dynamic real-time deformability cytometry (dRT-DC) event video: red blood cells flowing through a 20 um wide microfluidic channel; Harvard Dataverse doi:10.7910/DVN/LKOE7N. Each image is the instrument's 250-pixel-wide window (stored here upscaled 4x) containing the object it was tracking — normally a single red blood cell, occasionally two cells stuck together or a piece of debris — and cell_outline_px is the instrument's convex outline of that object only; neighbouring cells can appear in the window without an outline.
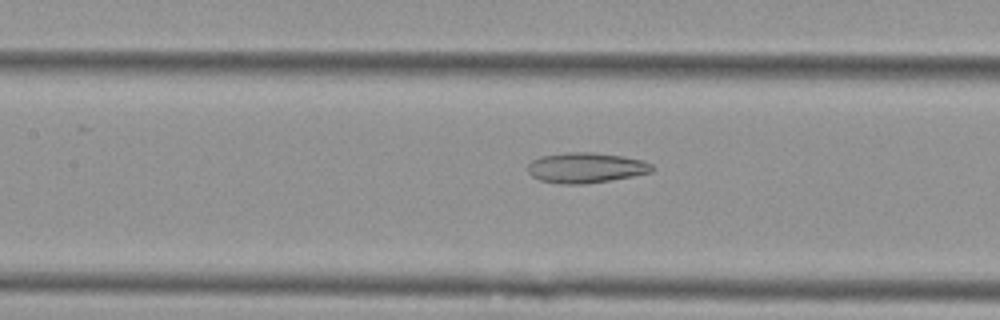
{"species": "Egyptian fruit bat (a non-hibernating species)", "species_latin": "Rousettus aegyptiacus", "temperature_condition": "cold", "stored_images_in_passage": 41, "camera_frame_rate_fps": 3000, "um_per_image_px": 0.085, "animal": {"sex": "female"}, "frame": {"image": 1, "passage_image": 22, "time_ms": 7.0, "image_size_px": [1000, 320], "cell_outline_px": [[656, 168], [652, 172], [632, 176], [584, 184], [560, 184], [540, 180], [532, 176], [528, 172], [528, 164], [532, 160], [540, 156], [568, 152], [592, 152], [624, 156], [644, 160], [652, 164]], "centroid_in_image_um": [49.82, 14.25], "position_along_channel_um": 157.6, "area_um2": 22.08}}
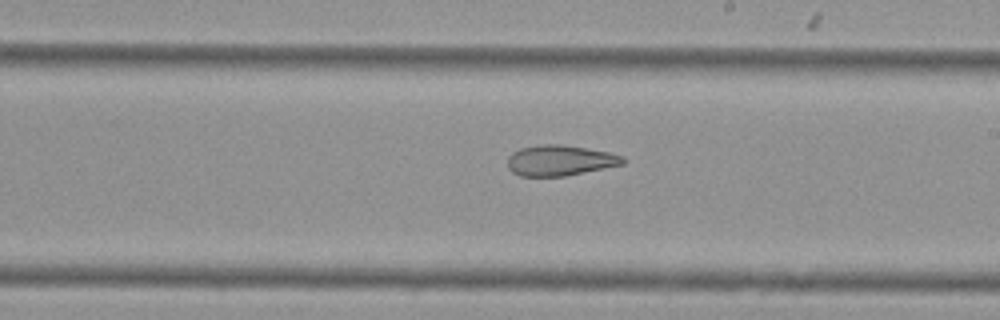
{"frame": {"image": 2, "passage_image": 29, "time_ms": 9.333, "image_size_px": [1000, 320], "cell_outline_px": [[624, 164], [564, 176], [520, 176], [512, 172], [508, 168], [508, 156], [512, 152], [520, 148], [544, 144], [560, 144], [608, 152], [624, 156]], "centroid_in_image_um": [47.57, 13.64], "position_along_channel_um": 241.4, "area_um2": 20.4}}
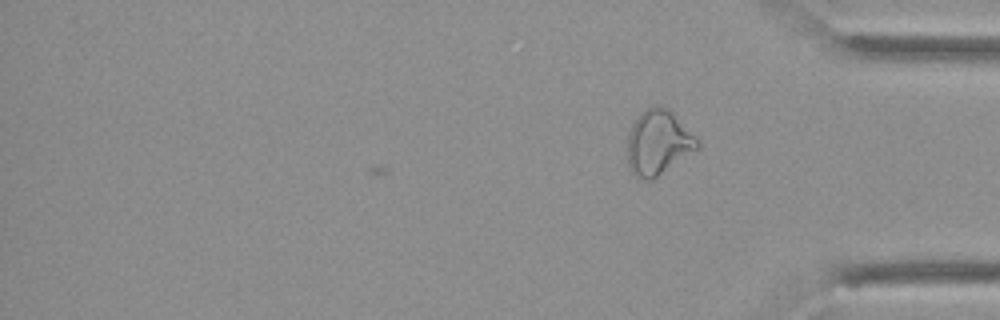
{"frame": {"image": 3, "passage_image": 41, "time_ms": 13.333, "image_size_px": [1000, 320], "cell_outline_px": [[700, 148], [652, 180], [644, 180], [636, 176], [628, 168], [628, 132], [632, 124], [640, 112], [644, 108], [656, 104], [668, 108], [672, 112], [700, 144]], "centroid_in_image_um": [55.92, 12.11], "position_along_channel_um": 379.3, "area_um2": 26.36}, "authors_computed_cell_mechanics": {"area_um2": 22.1952, "velocity_mm_per_s": 3.6161, "shape_relaxation_time_tau1_ms": null, "shape_relaxation_time_tau2_ms": 4.2383, "deformation_change_tau1": null, "deformation_change_tau2": 0.1285}}